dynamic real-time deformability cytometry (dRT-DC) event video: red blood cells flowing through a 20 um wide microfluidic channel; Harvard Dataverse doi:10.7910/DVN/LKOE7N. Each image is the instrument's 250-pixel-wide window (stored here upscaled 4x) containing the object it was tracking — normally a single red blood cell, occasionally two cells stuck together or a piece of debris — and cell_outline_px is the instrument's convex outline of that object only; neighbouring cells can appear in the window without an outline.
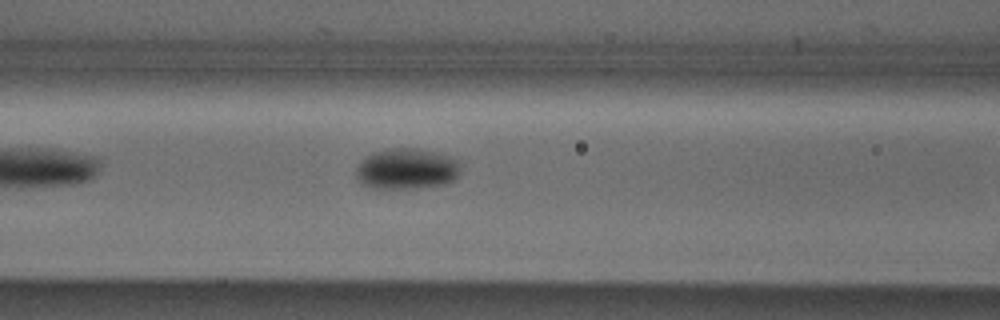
{"species": "Egyptian fruit bat (a non-hibernating species)", "species_latin": "Rousettus aegyptiacus", "temperature_condition": "cold", "stored_images_in_passage": 7, "camera_frame_rate_fps": 3000, "um_per_image_px": 0.085, "animal": {"sex": "male"}, "frame": {"image": 1, "passage_image": 6, "time_ms": 1.667, "image_size_px": [1000, 320], "cell_outline_px": [[460, 168], [456, 176], [452, 180], [440, 184], [416, 188], [372, 188], [364, 184], [356, 176], [356, 168], [368, 156], [376, 152], [392, 148], [416, 148], [436, 152], [452, 156], [460, 164]], "centroid_in_image_um": [34.58, 14.34], "position_along_channel_um": 132.0, "area_um2": 24.39}}